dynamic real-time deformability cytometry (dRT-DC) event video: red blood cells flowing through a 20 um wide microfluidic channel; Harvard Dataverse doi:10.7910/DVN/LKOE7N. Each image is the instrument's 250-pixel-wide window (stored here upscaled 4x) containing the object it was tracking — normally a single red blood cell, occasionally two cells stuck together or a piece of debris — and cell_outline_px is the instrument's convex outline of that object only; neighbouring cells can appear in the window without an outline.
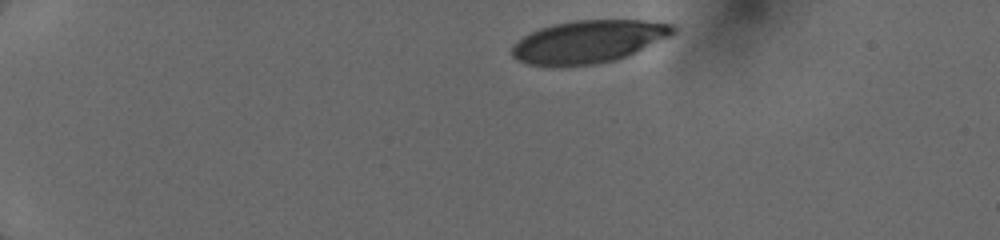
{"species": "human", "species_latin": "Homo sapiens", "temperature_condition": "cold", "stored_images_in_passage": 3, "camera_frame_rate_fps": 3000, "um_per_image_px": 0.085, "donor": {"sex": "female"}, "frame": {"image": 1, "passage_image": 1, "time_ms": 0.0, "image_size_px": [1000, 240], "cell_outline_px": [[676, 32], [668, 36], [616, 60], [596, 64], [528, 64], [516, 60], [512, 56], [512, 44], [524, 36], [540, 28], [556, 24], [576, 20], [644, 20], [672, 24], [676, 28]], "centroid_in_image_um": [50.01, 3.51], "position_along_channel_um": 35.0, "area_um2": 39.07}}